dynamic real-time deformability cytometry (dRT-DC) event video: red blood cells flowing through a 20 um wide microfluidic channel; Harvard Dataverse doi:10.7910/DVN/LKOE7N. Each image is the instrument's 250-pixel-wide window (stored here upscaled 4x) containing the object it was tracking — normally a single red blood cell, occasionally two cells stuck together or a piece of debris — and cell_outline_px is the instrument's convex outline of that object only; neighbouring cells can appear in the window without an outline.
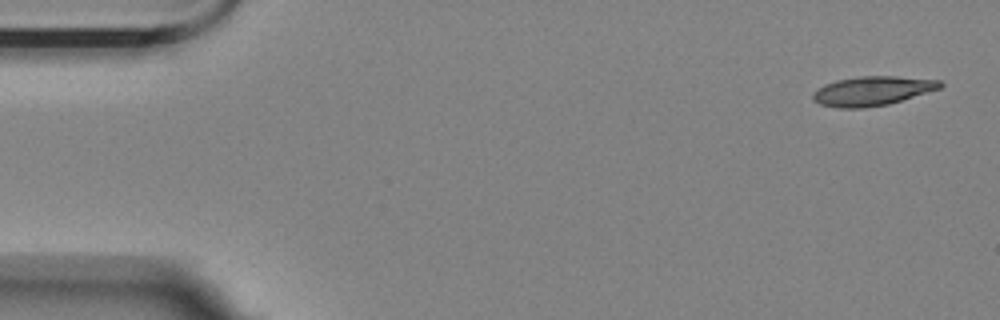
{"species": "Egyptian fruit bat (a non-hibernating species)", "species_latin": "Rousettus aegyptiacus", "temperature_condition": "room temperature", "stored_images_in_passage": 54, "camera_frame_rate_fps": 3000, "um_per_image_px": 0.085, "animal": {"sex": "female"}, "frame": {"image": 1, "passage_image": 1, "time_ms": 0.0, "image_size_px": [1000, 320], "cell_outline_px": [[944, 84], [940, 88], [888, 104], [864, 108], [840, 108], [820, 104], [812, 100], [812, 92], [816, 88], [824, 84], [836, 80], [860, 76], [896, 76], [940, 80]], "centroid_in_image_um": [74.09, 7.72], "position_along_channel_um": 10.9, "area_um2": 21.73}}
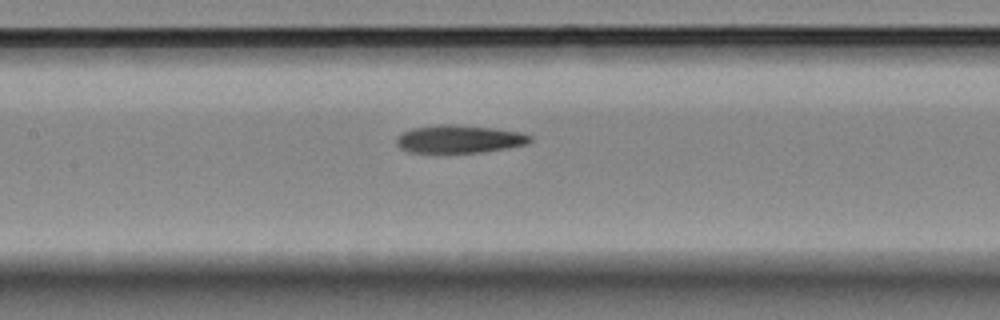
{"frame": {"image": 2, "passage_image": 24, "time_ms": 7.667, "image_size_px": [1000, 320], "cell_outline_px": [[532, 140], [528, 144], [508, 148], [484, 152], [408, 152], [400, 148], [396, 144], [396, 136], [412, 128], [440, 124], [452, 124], [496, 128], [520, 132], [532, 136]], "centroid_in_image_um": [39.05, 11.81], "position_along_channel_um": 168.3, "area_um2": 21.85}}
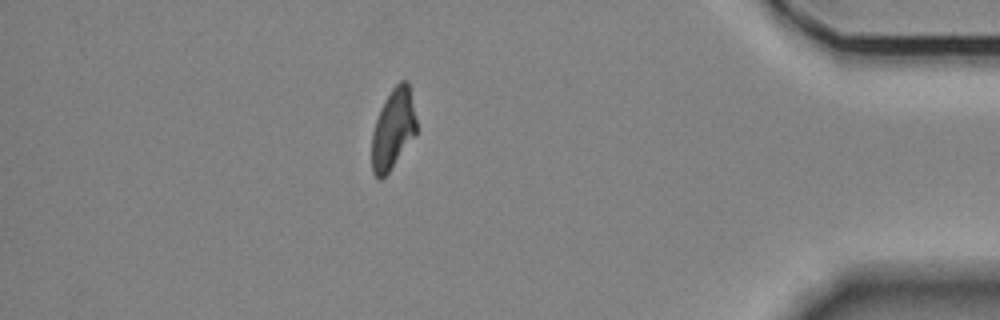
{"frame": {"image": 3, "passage_image": 47, "time_ms": 15.333, "image_size_px": [1000, 320], "cell_outline_px": [[416, 136], [388, 172], [380, 180], [372, 172], [372, 132], [380, 108], [384, 100], [392, 88], [400, 80], [408, 80], [416, 120]], "centroid_in_image_um": [33.41, 10.95], "position_along_channel_um": 401.8, "area_um2": 20.87}, "authors_computed_cell_mechanics": {"area_um2": 21.964, "velocity_mm_per_s": 3.5796, "shape_relaxation_time_tau1_ms": 10.5031, "shape_relaxation_time_tau2_ms": null, "deformation_change_tau1": 0.2789, "deformation_change_tau2": null}}